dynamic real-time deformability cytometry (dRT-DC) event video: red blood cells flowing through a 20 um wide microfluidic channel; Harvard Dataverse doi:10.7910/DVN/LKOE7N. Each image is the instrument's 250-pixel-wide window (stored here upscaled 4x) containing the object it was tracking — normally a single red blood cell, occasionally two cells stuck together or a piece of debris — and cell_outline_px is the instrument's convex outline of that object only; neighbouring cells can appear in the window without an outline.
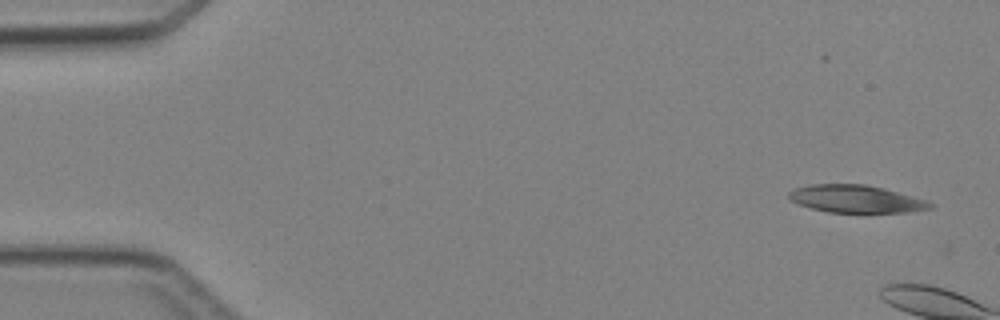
{"species": "Egyptian fruit bat (a non-hibernating species)", "species_latin": "Rousettus aegyptiacus", "temperature_condition": "cold", "stored_images_in_passage": 5, "camera_frame_rate_fps": 3000, "um_per_image_px": 0.085, "animal": {"sex": "female"}, "frame": {"image": 1, "passage_image": 1, "time_ms": 0.0, "image_size_px": [1000, 320], "cell_outline_px": [[932, 208], [912, 212], [828, 212], [812, 208], [800, 204], [792, 200], [788, 196], [788, 192], [796, 188], [808, 184], [864, 184], [884, 188], [928, 200], [932, 204]], "centroid_in_image_um": [72.79, 16.9], "position_along_channel_um": 12.2, "area_um2": 22.6}}